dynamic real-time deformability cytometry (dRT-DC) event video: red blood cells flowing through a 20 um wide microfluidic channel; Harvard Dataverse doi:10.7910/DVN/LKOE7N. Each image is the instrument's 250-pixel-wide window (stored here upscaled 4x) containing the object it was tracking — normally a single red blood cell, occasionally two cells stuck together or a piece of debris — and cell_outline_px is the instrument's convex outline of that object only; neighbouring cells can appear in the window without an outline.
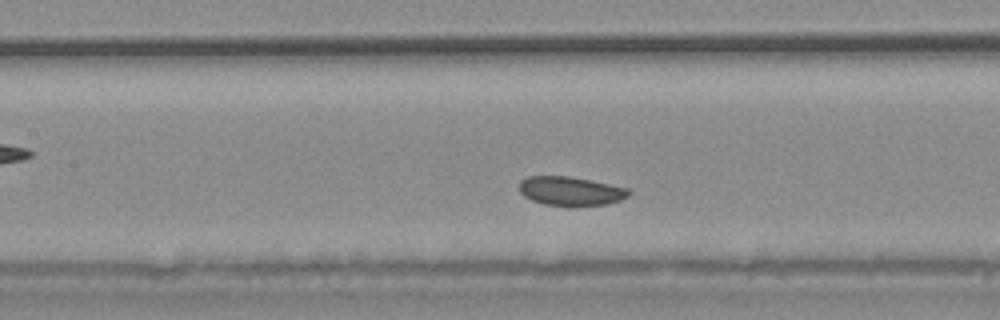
{"species": "common noctule bat (a hibernating species)", "species_latin": "Nyctalus noctula", "temperature_condition": "warm", "stored_images_in_passage": 31, "camera_frame_rate_fps": 3000, "um_per_image_px": 0.085, "animal": {"sex": "male", "body_mass_g": 20.4}, "frame": {"image": 1, "passage_image": 10, "time_ms": 3.0, "image_size_px": [1000, 320], "cell_outline_px": [[632, 192], [628, 196], [620, 200], [608, 204], [568, 208], [544, 204], [532, 200], [524, 196], [520, 192], [520, 180], [528, 176], [568, 176], [628, 188]], "centroid_in_image_um": [48.5, 16.27], "position_along_channel_um": 158.9, "area_um2": 18.84}}